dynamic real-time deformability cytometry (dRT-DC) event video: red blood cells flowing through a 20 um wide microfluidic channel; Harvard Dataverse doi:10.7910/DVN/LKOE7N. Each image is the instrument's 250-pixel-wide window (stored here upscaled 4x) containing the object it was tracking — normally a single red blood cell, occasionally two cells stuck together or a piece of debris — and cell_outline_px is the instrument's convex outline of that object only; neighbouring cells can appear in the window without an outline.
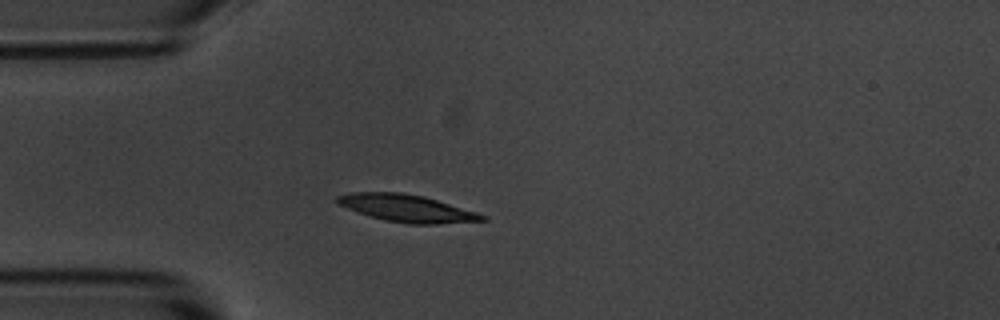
{"species": "common noctule bat (a hibernating species)", "species_latin": "Nyctalus noctula", "temperature_condition": "room temperature", "stored_images_in_passage": 42, "camera_frame_rate_fps": 3000, "um_per_image_px": 0.085, "animal": {"sex": "male", "body_mass_g": 20.1, "forearm_length_mm": 53.5}, "frame": {"image": 1, "passage_image": 1, "time_ms": 0.0, "image_size_px": [1000, 320], "cell_outline_px": [[488, 220], [436, 224], [408, 224], [384, 220], [356, 212], [336, 204], [336, 196], [352, 192], [400, 192], [424, 196], [476, 212], [488, 216]], "centroid_in_image_um": [34.55, 17.7], "position_along_channel_um": 50.4, "area_um2": 23.12}}
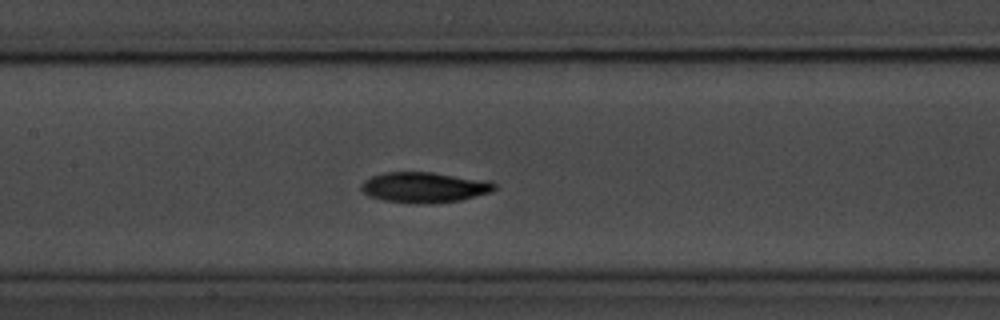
{"frame": {"image": 2, "passage_image": 12, "time_ms": 3.667, "image_size_px": [1000, 320], "cell_outline_px": [[496, 188], [492, 192], [460, 200], [432, 204], [416, 204], [384, 200], [368, 196], [360, 188], [360, 184], [364, 180], [372, 176], [384, 172], [432, 172], [492, 180], [496, 184]], "centroid_in_image_um": [36.1, 15.92], "position_along_channel_um": 171.3, "area_um2": 24.1}}
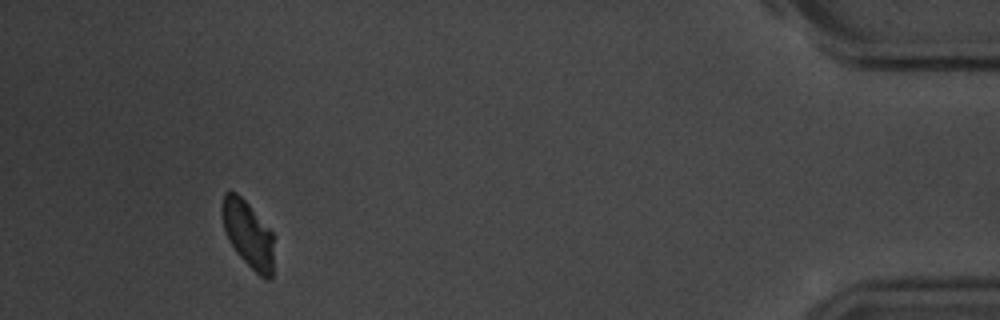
{"frame": {"image": 3, "passage_image": 38, "time_ms": 12.333, "image_size_px": [1000, 320], "cell_outline_px": [[272, 276], [268, 280], [264, 280], [236, 252], [228, 240], [224, 228], [220, 208], [224, 192], [236, 192], [248, 204], [272, 232]], "centroid_in_image_um": [21.05, 19.89], "position_along_channel_um": 414.2, "area_um2": 19.83}, "authors_computed_cell_mechanics": {"area_um2": 22.2241, "velocity_mm_per_s": 3.5614, "shape_relaxation_time_tau1_ms": 2.7406, "shape_relaxation_time_tau2_ms": null, "deformation_change_tau1": 0.1379, "deformation_change_tau2": null}}